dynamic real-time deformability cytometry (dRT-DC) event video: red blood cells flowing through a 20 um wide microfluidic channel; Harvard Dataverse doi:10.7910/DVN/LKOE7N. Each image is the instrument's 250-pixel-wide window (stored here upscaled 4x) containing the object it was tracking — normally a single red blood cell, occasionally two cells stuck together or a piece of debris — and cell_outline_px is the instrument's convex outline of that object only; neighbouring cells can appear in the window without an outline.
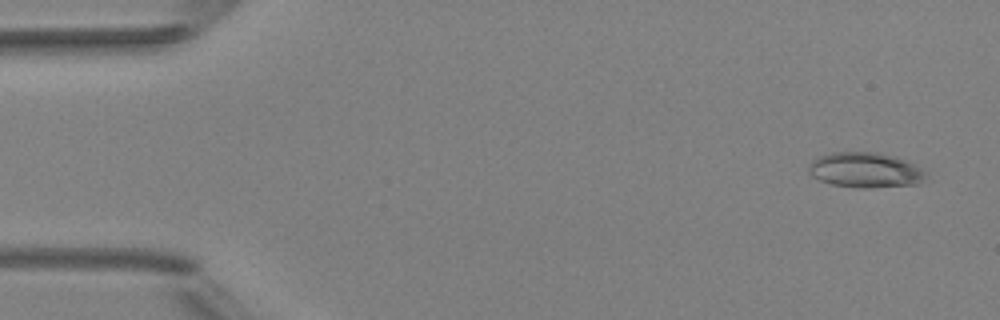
{"species": "Egyptian fruit bat (a non-hibernating species)", "species_latin": "Rousettus aegyptiacus", "temperature_condition": "room temperature", "stored_images_in_passage": 3, "camera_frame_rate_fps": 3000, "um_per_image_px": 0.085, "animal": {"sex": "female"}, "frame": {"image": 1, "passage_image": 1, "time_ms": 0.0, "image_size_px": [1000, 320], "cell_outline_px": [[924, 180], [920, 184], [868, 188], [856, 188], [832, 184], [820, 180], [812, 176], [808, 172], [808, 164], [812, 160], [820, 156], [832, 152], [876, 152], [896, 156], [920, 168], [924, 172]], "centroid_in_image_um": [73.51, 14.46], "position_along_channel_um": 11.5, "area_um2": 24.04}}